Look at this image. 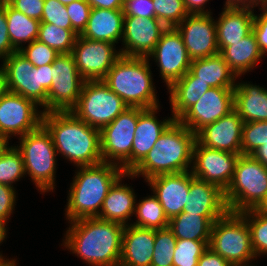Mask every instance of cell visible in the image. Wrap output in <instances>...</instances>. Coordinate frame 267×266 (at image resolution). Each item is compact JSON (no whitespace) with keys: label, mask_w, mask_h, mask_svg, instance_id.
<instances>
[{"label":"cell","mask_w":267,"mask_h":266,"mask_svg":"<svg viewBox=\"0 0 267 266\" xmlns=\"http://www.w3.org/2000/svg\"><path fill=\"white\" fill-rule=\"evenodd\" d=\"M71 223L63 246L89 266H119L124 225L98 217Z\"/></svg>","instance_id":"1"},{"label":"cell","mask_w":267,"mask_h":266,"mask_svg":"<svg viewBox=\"0 0 267 266\" xmlns=\"http://www.w3.org/2000/svg\"><path fill=\"white\" fill-rule=\"evenodd\" d=\"M42 125L51 135L57 154L78 167L101 162L100 130L78 119L71 111L45 112Z\"/></svg>","instance_id":"2"},{"label":"cell","mask_w":267,"mask_h":266,"mask_svg":"<svg viewBox=\"0 0 267 266\" xmlns=\"http://www.w3.org/2000/svg\"><path fill=\"white\" fill-rule=\"evenodd\" d=\"M195 141L196 134L175 120L127 177L133 179L142 175L146 181L161 174L191 171Z\"/></svg>","instance_id":"3"},{"label":"cell","mask_w":267,"mask_h":266,"mask_svg":"<svg viewBox=\"0 0 267 266\" xmlns=\"http://www.w3.org/2000/svg\"><path fill=\"white\" fill-rule=\"evenodd\" d=\"M70 183L66 219L71 221L97 217L114 182L125 172L120 166L101 162L79 167Z\"/></svg>","instance_id":"4"},{"label":"cell","mask_w":267,"mask_h":266,"mask_svg":"<svg viewBox=\"0 0 267 266\" xmlns=\"http://www.w3.org/2000/svg\"><path fill=\"white\" fill-rule=\"evenodd\" d=\"M149 60L121 55L102 81L128 107L148 109L160 106Z\"/></svg>","instance_id":"5"},{"label":"cell","mask_w":267,"mask_h":266,"mask_svg":"<svg viewBox=\"0 0 267 266\" xmlns=\"http://www.w3.org/2000/svg\"><path fill=\"white\" fill-rule=\"evenodd\" d=\"M224 197L230 212L260 208L267 199V167L251 155H240Z\"/></svg>","instance_id":"6"},{"label":"cell","mask_w":267,"mask_h":266,"mask_svg":"<svg viewBox=\"0 0 267 266\" xmlns=\"http://www.w3.org/2000/svg\"><path fill=\"white\" fill-rule=\"evenodd\" d=\"M19 140L20 145L16 148L23 157L25 174L29 175L41 193L53 192L58 154L50 133L41 124Z\"/></svg>","instance_id":"7"},{"label":"cell","mask_w":267,"mask_h":266,"mask_svg":"<svg viewBox=\"0 0 267 266\" xmlns=\"http://www.w3.org/2000/svg\"><path fill=\"white\" fill-rule=\"evenodd\" d=\"M208 247L232 266H252L256 259L249 225L240 213L228 211L213 223Z\"/></svg>","instance_id":"8"},{"label":"cell","mask_w":267,"mask_h":266,"mask_svg":"<svg viewBox=\"0 0 267 266\" xmlns=\"http://www.w3.org/2000/svg\"><path fill=\"white\" fill-rule=\"evenodd\" d=\"M7 90L33 100L47 112V92L52 84V64L36 67L18 51L3 59Z\"/></svg>","instance_id":"9"},{"label":"cell","mask_w":267,"mask_h":266,"mask_svg":"<svg viewBox=\"0 0 267 266\" xmlns=\"http://www.w3.org/2000/svg\"><path fill=\"white\" fill-rule=\"evenodd\" d=\"M128 106L102 80L85 81L77 104L70 110L78 119L101 130Z\"/></svg>","instance_id":"10"},{"label":"cell","mask_w":267,"mask_h":266,"mask_svg":"<svg viewBox=\"0 0 267 266\" xmlns=\"http://www.w3.org/2000/svg\"><path fill=\"white\" fill-rule=\"evenodd\" d=\"M143 110L139 107H128L100 130L103 162L116 164L125 173L131 172L132 144L138 116Z\"/></svg>","instance_id":"11"},{"label":"cell","mask_w":267,"mask_h":266,"mask_svg":"<svg viewBox=\"0 0 267 266\" xmlns=\"http://www.w3.org/2000/svg\"><path fill=\"white\" fill-rule=\"evenodd\" d=\"M84 82L73 55L60 54L52 63V84L47 92V112L70 111L77 104Z\"/></svg>","instance_id":"12"},{"label":"cell","mask_w":267,"mask_h":266,"mask_svg":"<svg viewBox=\"0 0 267 266\" xmlns=\"http://www.w3.org/2000/svg\"><path fill=\"white\" fill-rule=\"evenodd\" d=\"M43 111L31 99L7 91L0 98V133L10 139L11 135L22 137L42 124Z\"/></svg>","instance_id":"13"},{"label":"cell","mask_w":267,"mask_h":266,"mask_svg":"<svg viewBox=\"0 0 267 266\" xmlns=\"http://www.w3.org/2000/svg\"><path fill=\"white\" fill-rule=\"evenodd\" d=\"M115 44L77 36L71 54L77 70L85 81L103 80L121 56Z\"/></svg>","instance_id":"14"},{"label":"cell","mask_w":267,"mask_h":266,"mask_svg":"<svg viewBox=\"0 0 267 266\" xmlns=\"http://www.w3.org/2000/svg\"><path fill=\"white\" fill-rule=\"evenodd\" d=\"M202 146L197 140L193 147L191 172L200 180L218 186L224 192L231 183L239 156Z\"/></svg>","instance_id":"15"},{"label":"cell","mask_w":267,"mask_h":266,"mask_svg":"<svg viewBox=\"0 0 267 266\" xmlns=\"http://www.w3.org/2000/svg\"><path fill=\"white\" fill-rule=\"evenodd\" d=\"M154 58L161 78L169 88L183 77L192 62L182 37L175 28H167L148 58Z\"/></svg>","instance_id":"16"},{"label":"cell","mask_w":267,"mask_h":266,"mask_svg":"<svg viewBox=\"0 0 267 266\" xmlns=\"http://www.w3.org/2000/svg\"><path fill=\"white\" fill-rule=\"evenodd\" d=\"M212 14H188L175 29L182 37L191 60L220 53L217 44L216 24Z\"/></svg>","instance_id":"17"},{"label":"cell","mask_w":267,"mask_h":266,"mask_svg":"<svg viewBox=\"0 0 267 266\" xmlns=\"http://www.w3.org/2000/svg\"><path fill=\"white\" fill-rule=\"evenodd\" d=\"M234 109V88H211L178 121L193 133Z\"/></svg>","instance_id":"18"},{"label":"cell","mask_w":267,"mask_h":266,"mask_svg":"<svg viewBox=\"0 0 267 266\" xmlns=\"http://www.w3.org/2000/svg\"><path fill=\"white\" fill-rule=\"evenodd\" d=\"M166 29L156 18L124 16L121 55L148 58Z\"/></svg>","instance_id":"19"},{"label":"cell","mask_w":267,"mask_h":266,"mask_svg":"<svg viewBox=\"0 0 267 266\" xmlns=\"http://www.w3.org/2000/svg\"><path fill=\"white\" fill-rule=\"evenodd\" d=\"M243 120L235 109L196 133V140L205 147L241 154Z\"/></svg>","instance_id":"20"},{"label":"cell","mask_w":267,"mask_h":266,"mask_svg":"<svg viewBox=\"0 0 267 266\" xmlns=\"http://www.w3.org/2000/svg\"><path fill=\"white\" fill-rule=\"evenodd\" d=\"M168 219L184 210L191 183V171L161 174L146 180Z\"/></svg>","instance_id":"21"},{"label":"cell","mask_w":267,"mask_h":266,"mask_svg":"<svg viewBox=\"0 0 267 266\" xmlns=\"http://www.w3.org/2000/svg\"><path fill=\"white\" fill-rule=\"evenodd\" d=\"M157 110L159 106L144 109L138 116L132 144L131 171L145 158L158 138L175 121L173 116L159 121L155 116Z\"/></svg>","instance_id":"22"},{"label":"cell","mask_w":267,"mask_h":266,"mask_svg":"<svg viewBox=\"0 0 267 266\" xmlns=\"http://www.w3.org/2000/svg\"><path fill=\"white\" fill-rule=\"evenodd\" d=\"M154 241V229L125 226L119 266H151Z\"/></svg>","instance_id":"23"},{"label":"cell","mask_w":267,"mask_h":266,"mask_svg":"<svg viewBox=\"0 0 267 266\" xmlns=\"http://www.w3.org/2000/svg\"><path fill=\"white\" fill-rule=\"evenodd\" d=\"M184 212L202 216H224L229 210L224 191L192 175Z\"/></svg>","instance_id":"24"},{"label":"cell","mask_w":267,"mask_h":266,"mask_svg":"<svg viewBox=\"0 0 267 266\" xmlns=\"http://www.w3.org/2000/svg\"><path fill=\"white\" fill-rule=\"evenodd\" d=\"M254 6L224 7L219 19L215 20L217 44L221 52L231 42H237L252 32Z\"/></svg>","instance_id":"25"},{"label":"cell","mask_w":267,"mask_h":266,"mask_svg":"<svg viewBox=\"0 0 267 266\" xmlns=\"http://www.w3.org/2000/svg\"><path fill=\"white\" fill-rule=\"evenodd\" d=\"M126 176L127 173L120 176L109 189L98 218L128 225V220L135 214L136 194L131 186L121 183Z\"/></svg>","instance_id":"26"},{"label":"cell","mask_w":267,"mask_h":266,"mask_svg":"<svg viewBox=\"0 0 267 266\" xmlns=\"http://www.w3.org/2000/svg\"><path fill=\"white\" fill-rule=\"evenodd\" d=\"M123 10L92 8L81 37L96 41L119 43L123 35Z\"/></svg>","instance_id":"27"},{"label":"cell","mask_w":267,"mask_h":266,"mask_svg":"<svg viewBox=\"0 0 267 266\" xmlns=\"http://www.w3.org/2000/svg\"><path fill=\"white\" fill-rule=\"evenodd\" d=\"M234 109L243 122L267 121V89L250 82L236 83Z\"/></svg>","instance_id":"28"},{"label":"cell","mask_w":267,"mask_h":266,"mask_svg":"<svg viewBox=\"0 0 267 266\" xmlns=\"http://www.w3.org/2000/svg\"><path fill=\"white\" fill-rule=\"evenodd\" d=\"M189 71L211 88H235L237 76L220 53L192 60Z\"/></svg>","instance_id":"29"},{"label":"cell","mask_w":267,"mask_h":266,"mask_svg":"<svg viewBox=\"0 0 267 266\" xmlns=\"http://www.w3.org/2000/svg\"><path fill=\"white\" fill-rule=\"evenodd\" d=\"M220 54L237 77L251 71L264 57L253 31L242 40L231 42Z\"/></svg>","instance_id":"30"},{"label":"cell","mask_w":267,"mask_h":266,"mask_svg":"<svg viewBox=\"0 0 267 266\" xmlns=\"http://www.w3.org/2000/svg\"><path fill=\"white\" fill-rule=\"evenodd\" d=\"M211 87L197 80L190 71L183 77L175 81L169 88V100L171 103L172 116L178 120L200 97H202Z\"/></svg>","instance_id":"31"},{"label":"cell","mask_w":267,"mask_h":266,"mask_svg":"<svg viewBox=\"0 0 267 266\" xmlns=\"http://www.w3.org/2000/svg\"><path fill=\"white\" fill-rule=\"evenodd\" d=\"M223 216H202L181 212L169 219L168 228L177 239L210 241L213 223Z\"/></svg>","instance_id":"32"},{"label":"cell","mask_w":267,"mask_h":266,"mask_svg":"<svg viewBox=\"0 0 267 266\" xmlns=\"http://www.w3.org/2000/svg\"><path fill=\"white\" fill-rule=\"evenodd\" d=\"M6 20L12 46L19 51L26 42L37 40L40 21L30 18L6 4Z\"/></svg>","instance_id":"33"},{"label":"cell","mask_w":267,"mask_h":266,"mask_svg":"<svg viewBox=\"0 0 267 266\" xmlns=\"http://www.w3.org/2000/svg\"><path fill=\"white\" fill-rule=\"evenodd\" d=\"M134 215L137 216L136 222L129 223L134 226L158 230L167 228L169 224V219L155 195H149L139 201Z\"/></svg>","instance_id":"34"},{"label":"cell","mask_w":267,"mask_h":266,"mask_svg":"<svg viewBox=\"0 0 267 266\" xmlns=\"http://www.w3.org/2000/svg\"><path fill=\"white\" fill-rule=\"evenodd\" d=\"M78 35L75 30L40 22L37 40L55 49L59 54H70Z\"/></svg>","instance_id":"35"},{"label":"cell","mask_w":267,"mask_h":266,"mask_svg":"<svg viewBox=\"0 0 267 266\" xmlns=\"http://www.w3.org/2000/svg\"><path fill=\"white\" fill-rule=\"evenodd\" d=\"M249 225L251 245L255 257L267 255V213L259 208L240 212Z\"/></svg>","instance_id":"36"},{"label":"cell","mask_w":267,"mask_h":266,"mask_svg":"<svg viewBox=\"0 0 267 266\" xmlns=\"http://www.w3.org/2000/svg\"><path fill=\"white\" fill-rule=\"evenodd\" d=\"M23 157L16 146H8L0 156V184L11 187L25 176Z\"/></svg>","instance_id":"37"},{"label":"cell","mask_w":267,"mask_h":266,"mask_svg":"<svg viewBox=\"0 0 267 266\" xmlns=\"http://www.w3.org/2000/svg\"><path fill=\"white\" fill-rule=\"evenodd\" d=\"M176 242L177 238L168 227L155 230L151 266H173V254Z\"/></svg>","instance_id":"38"},{"label":"cell","mask_w":267,"mask_h":266,"mask_svg":"<svg viewBox=\"0 0 267 266\" xmlns=\"http://www.w3.org/2000/svg\"><path fill=\"white\" fill-rule=\"evenodd\" d=\"M210 241L177 239L173 266H197L198 259L207 250Z\"/></svg>","instance_id":"39"},{"label":"cell","mask_w":267,"mask_h":266,"mask_svg":"<svg viewBox=\"0 0 267 266\" xmlns=\"http://www.w3.org/2000/svg\"><path fill=\"white\" fill-rule=\"evenodd\" d=\"M155 9V17L167 28H175L188 12L183 0H152Z\"/></svg>","instance_id":"40"},{"label":"cell","mask_w":267,"mask_h":266,"mask_svg":"<svg viewBox=\"0 0 267 266\" xmlns=\"http://www.w3.org/2000/svg\"><path fill=\"white\" fill-rule=\"evenodd\" d=\"M267 144V121L243 122L241 154L251 155Z\"/></svg>","instance_id":"41"},{"label":"cell","mask_w":267,"mask_h":266,"mask_svg":"<svg viewBox=\"0 0 267 266\" xmlns=\"http://www.w3.org/2000/svg\"><path fill=\"white\" fill-rule=\"evenodd\" d=\"M27 45L26 47L23 46L18 52L36 67L52 64L60 55L55 49L38 40H34Z\"/></svg>","instance_id":"42"},{"label":"cell","mask_w":267,"mask_h":266,"mask_svg":"<svg viewBox=\"0 0 267 266\" xmlns=\"http://www.w3.org/2000/svg\"><path fill=\"white\" fill-rule=\"evenodd\" d=\"M50 23L63 29L74 30L72 28L66 5L58 0H45L41 21Z\"/></svg>","instance_id":"43"},{"label":"cell","mask_w":267,"mask_h":266,"mask_svg":"<svg viewBox=\"0 0 267 266\" xmlns=\"http://www.w3.org/2000/svg\"><path fill=\"white\" fill-rule=\"evenodd\" d=\"M91 6L86 0H75L66 5V10L72 25V28L80 35L86 28L90 17Z\"/></svg>","instance_id":"44"},{"label":"cell","mask_w":267,"mask_h":266,"mask_svg":"<svg viewBox=\"0 0 267 266\" xmlns=\"http://www.w3.org/2000/svg\"><path fill=\"white\" fill-rule=\"evenodd\" d=\"M122 10L124 16L156 18L152 0H124Z\"/></svg>","instance_id":"45"},{"label":"cell","mask_w":267,"mask_h":266,"mask_svg":"<svg viewBox=\"0 0 267 266\" xmlns=\"http://www.w3.org/2000/svg\"><path fill=\"white\" fill-rule=\"evenodd\" d=\"M16 190L14 187L0 184V220L7 223L16 205Z\"/></svg>","instance_id":"46"},{"label":"cell","mask_w":267,"mask_h":266,"mask_svg":"<svg viewBox=\"0 0 267 266\" xmlns=\"http://www.w3.org/2000/svg\"><path fill=\"white\" fill-rule=\"evenodd\" d=\"M45 0H11L8 4L26 16L41 21Z\"/></svg>","instance_id":"47"},{"label":"cell","mask_w":267,"mask_h":266,"mask_svg":"<svg viewBox=\"0 0 267 266\" xmlns=\"http://www.w3.org/2000/svg\"><path fill=\"white\" fill-rule=\"evenodd\" d=\"M6 20V4L0 5V58L5 59L17 50L12 46ZM0 59V60H1Z\"/></svg>","instance_id":"48"},{"label":"cell","mask_w":267,"mask_h":266,"mask_svg":"<svg viewBox=\"0 0 267 266\" xmlns=\"http://www.w3.org/2000/svg\"><path fill=\"white\" fill-rule=\"evenodd\" d=\"M260 16L254 14L252 31L263 55L267 53V10L263 9Z\"/></svg>","instance_id":"49"},{"label":"cell","mask_w":267,"mask_h":266,"mask_svg":"<svg viewBox=\"0 0 267 266\" xmlns=\"http://www.w3.org/2000/svg\"><path fill=\"white\" fill-rule=\"evenodd\" d=\"M197 266H232L219 254L214 253L209 247L198 259Z\"/></svg>","instance_id":"50"},{"label":"cell","mask_w":267,"mask_h":266,"mask_svg":"<svg viewBox=\"0 0 267 266\" xmlns=\"http://www.w3.org/2000/svg\"><path fill=\"white\" fill-rule=\"evenodd\" d=\"M91 8L122 10L124 0H86Z\"/></svg>","instance_id":"51"},{"label":"cell","mask_w":267,"mask_h":266,"mask_svg":"<svg viewBox=\"0 0 267 266\" xmlns=\"http://www.w3.org/2000/svg\"><path fill=\"white\" fill-rule=\"evenodd\" d=\"M186 11L189 14H211L208 10H205L206 3L209 0H183Z\"/></svg>","instance_id":"52"},{"label":"cell","mask_w":267,"mask_h":266,"mask_svg":"<svg viewBox=\"0 0 267 266\" xmlns=\"http://www.w3.org/2000/svg\"><path fill=\"white\" fill-rule=\"evenodd\" d=\"M251 156L267 167V144L260 146Z\"/></svg>","instance_id":"53"},{"label":"cell","mask_w":267,"mask_h":266,"mask_svg":"<svg viewBox=\"0 0 267 266\" xmlns=\"http://www.w3.org/2000/svg\"><path fill=\"white\" fill-rule=\"evenodd\" d=\"M7 223L3 222L0 220V244L7 238L6 235H7V229L5 226ZM6 258H3V255L0 253V263H6V264H17L16 263V260L15 259H6Z\"/></svg>","instance_id":"54"},{"label":"cell","mask_w":267,"mask_h":266,"mask_svg":"<svg viewBox=\"0 0 267 266\" xmlns=\"http://www.w3.org/2000/svg\"><path fill=\"white\" fill-rule=\"evenodd\" d=\"M256 7V0H226L224 7Z\"/></svg>","instance_id":"55"},{"label":"cell","mask_w":267,"mask_h":266,"mask_svg":"<svg viewBox=\"0 0 267 266\" xmlns=\"http://www.w3.org/2000/svg\"><path fill=\"white\" fill-rule=\"evenodd\" d=\"M7 84H6V78L5 73L2 68L0 67V98L7 92Z\"/></svg>","instance_id":"56"},{"label":"cell","mask_w":267,"mask_h":266,"mask_svg":"<svg viewBox=\"0 0 267 266\" xmlns=\"http://www.w3.org/2000/svg\"><path fill=\"white\" fill-rule=\"evenodd\" d=\"M259 4L261 5V8H259V10H267V0H256V6H258Z\"/></svg>","instance_id":"57"},{"label":"cell","mask_w":267,"mask_h":266,"mask_svg":"<svg viewBox=\"0 0 267 266\" xmlns=\"http://www.w3.org/2000/svg\"><path fill=\"white\" fill-rule=\"evenodd\" d=\"M8 141H0V156L7 149Z\"/></svg>","instance_id":"58"},{"label":"cell","mask_w":267,"mask_h":266,"mask_svg":"<svg viewBox=\"0 0 267 266\" xmlns=\"http://www.w3.org/2000/svg\"><path fill=\"white\" fill-rule=\"evenodd\" d=\"M259 209L261 211L267 213V199H266V201L262 204V206Z\"/></svg>","instance_id":"59"},{"label":"cell","mask_w":267,"mask_h":266,"mask_svg":"<svg viewBox=\"0 0 267 266\" xmlns=\"http://www.w3.org/2000/svg\"><path fill=\"white\" fill-rule=\"evenodd\" d=\"M60 3H62L63 5H68L70 3H72L75 0H58Z\"/></svg>","instance_id":"60"},{"label":"cell","mask_w":267,"mask_h":266,"mask_svg":"<svg viewBox=\"0 0 267 266\" xmlns=\"http://www.w3.org/2000/svg\"><path fill=\"white\" fill-rule=\"evenodd\" d=\"M11 0H0V5L8 4Z\"/></svg>","instance_id":"61"},{"label":"cell","mask_w":267,"mask_h":266,"mask_svg":"<svg viewBox=\"0 0 267 266\" xmlns=\"http://www.w3.org/2000/svg\"><path fill=\"white\" fill-rule=\"evenodd\" d=\"M18 264H6V263H0V266H17Z\"/></svg>","instance_id":"62"},{"label":"cell","mask_w":267,"mask_h":266,"mask_svg":"<svg viewBox=\"0 0 267 266\" xmlns=\"http://www.w3.org/2000/svg\"><path fill=\"white\" fill-rule=\"evenodd\" d=\"M0 141H9L7 138L3 137V135L0 133Z\"/></svg>","instance_id":"63"}]
</instances>
